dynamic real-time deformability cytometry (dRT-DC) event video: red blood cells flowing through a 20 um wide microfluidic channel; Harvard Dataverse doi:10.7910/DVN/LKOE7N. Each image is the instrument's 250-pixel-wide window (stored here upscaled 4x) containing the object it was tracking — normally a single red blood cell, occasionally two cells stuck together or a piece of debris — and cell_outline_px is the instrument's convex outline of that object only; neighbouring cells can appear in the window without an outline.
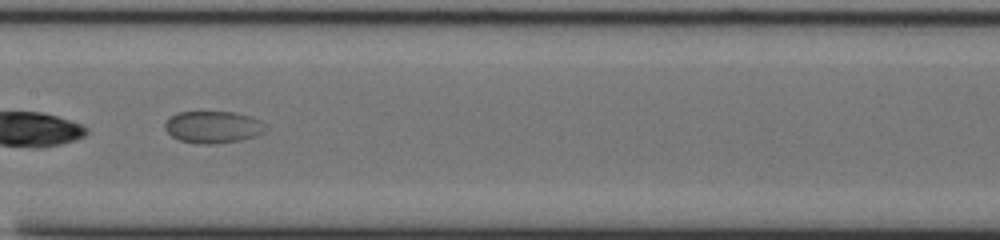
{"species": "common noctule bat (a hibernating species)", "species_latin": "Nyctalus noctula", "temperature_condition": "cold", "stored_images_in_passage": 17, "camera_frame_rate_fps": 3000, "um_per_image_px": 0.085, "animal": {"sex": "male", "body_mass_g": 20.0, "forearm_length_mm": 53.3}, "frame": {"image": 1, "passage_image": 15, "time_ms": 4.667, "image_size_px": [1000, 240], "cell_outline_px": [[268, 128], [264, 132], [256, 136], [240, 140], [216, 144], [200, 144], [180, 140], [172, 136], [164, 128], [164, 124], [176, 112], [236, 112], [252, 116], [268, 124]], "centroid_in_image_um": [18.17, 10.79], "position_along_channel_um": 189.2, "area_um2": 19.02}}